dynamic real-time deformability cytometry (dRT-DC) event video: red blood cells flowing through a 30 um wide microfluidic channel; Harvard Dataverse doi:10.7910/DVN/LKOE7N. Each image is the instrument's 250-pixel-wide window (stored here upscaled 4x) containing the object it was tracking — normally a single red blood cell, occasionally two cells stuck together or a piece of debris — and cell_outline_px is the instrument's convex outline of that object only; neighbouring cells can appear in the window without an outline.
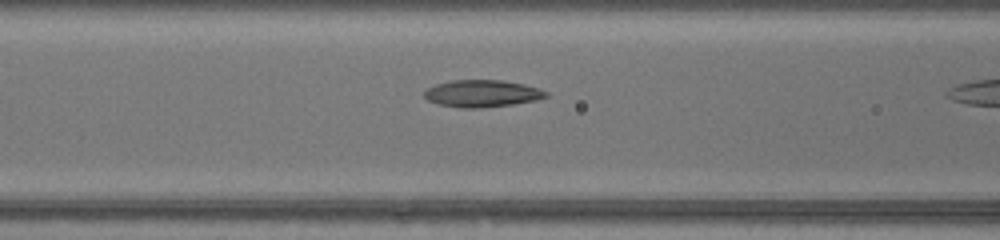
{"species": "common noctule bat (a hibernating species)", "species_latin": "Nyctalus noctula", "temperature_condition": "warm", "stored_images_in_passage": 9, "camera_frame_rate_fps": 3000, "um_per_image_px": 0.085, "animal": {"sex": "female", "body_mass_g": 17.0, "forearm_length_mm": 48.0}, "frame": {"image": 1, "passage_image": 7, "time_ms": 2.0, "image_size_px": [1000, 240], "cell_outline_px": [[548, 96], [536, 100], [512, 104], [480, 108], [460, 108], [440, 104], [428, 100], [424, 96], [424, 92], [428, 88], [436, 84], [452, 80], [504, 80], [524, 84], [540, 88], [548, 92]], "centroid_in_image_um": [41.0, 7.94], "position_along_channel_um": 125.6, "area_um2": 19.19}}